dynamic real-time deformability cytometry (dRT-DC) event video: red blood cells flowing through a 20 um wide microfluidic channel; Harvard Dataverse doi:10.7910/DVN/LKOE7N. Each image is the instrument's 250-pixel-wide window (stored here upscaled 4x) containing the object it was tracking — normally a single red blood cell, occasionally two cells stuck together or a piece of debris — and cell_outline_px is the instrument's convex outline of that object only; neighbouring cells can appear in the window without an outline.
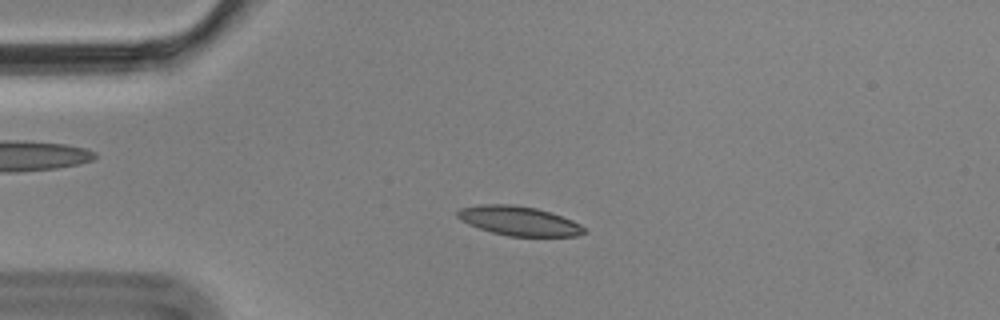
{"species": "Egyptian fruit bat (a non-hibernating species)", "species_latin": "Rousettus aegyptiacus", "temperature_condition": "cold", "stored_images_in_passage": 2, "camera_frame_rate_fps": 3000, "um_per_image_px": 0.085, "animal": {"sex": "male"}, "frame": {"image": 1, "passage_image": 2, "time_ms": 0.333, "image_size_px": [1000, 320], "cell_outline_px": [[588, 232], [576, 236], [508, 236], [492, 232], [468, 224], [460, 220], [456, 216], [456, 212], [460, 208], [480, 204], [512, 204], [536, 208], [572, 220], [580, 224]], "centroid_in_image_um": [44.08, 18.77], "position_along_channel_um": 40.9, "area_um2": 21.56}}